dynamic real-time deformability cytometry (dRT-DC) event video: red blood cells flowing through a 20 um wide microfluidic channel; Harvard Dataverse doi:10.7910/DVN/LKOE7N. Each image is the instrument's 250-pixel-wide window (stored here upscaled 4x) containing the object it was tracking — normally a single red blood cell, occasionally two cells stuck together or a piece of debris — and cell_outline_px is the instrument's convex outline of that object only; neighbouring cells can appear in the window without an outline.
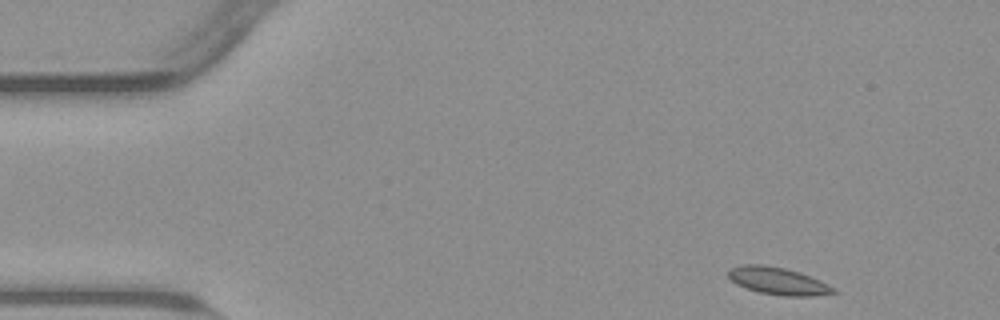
{"species": "common noctule bat (a hibernating species)", "species_latin": "Nyctalus noctula", "temperature_condition": "warm", "stored_images_in_passage": 50, "camera_frame_rate_fps": 3000, "um_per_image_px": 0.085, "animal": {"sex": "male", "body_mass_g": 23.1, "forearm_length_mm": 52.7}, "frame": {"image": 1, "passage_image": 1, "time_ms": 0.0, "image_size_px": [1000, 320], "cell_outline_px": [[840, 292], [816, 296], [784, 296], [760, 292], [736, 284], [728, 276], [728, 272], [732, 268], [740, 264], [764, 264], [784, 268], [800, 272], [820, 280], [836, 288]], "centroid_in_image_um": [66.19, 23.88], "position_along_channel_um": 18.8, "area_um2": 16.82}}
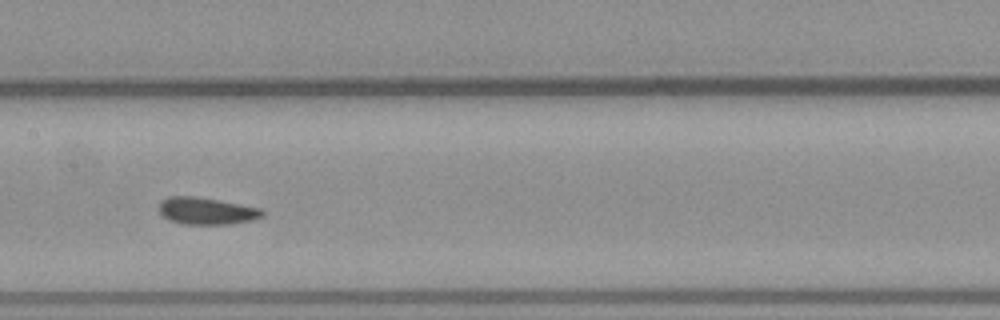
{"frame": {"image": 2, "passage_image": 22, "time_ms": 7.0, "image_size_px": [1000, 320], "cell_outline_px": [[264, 216], [252, 220], [232, 224], [184, 224], [168, 220], [160, 212], [160, 200], [168, 196], [196, 196], [260, 208], [264, 212]], "centroid_in_image_um": [17.54, 17.93], "position_along_channel_um": 189.9, "area_um2": 16.24}}
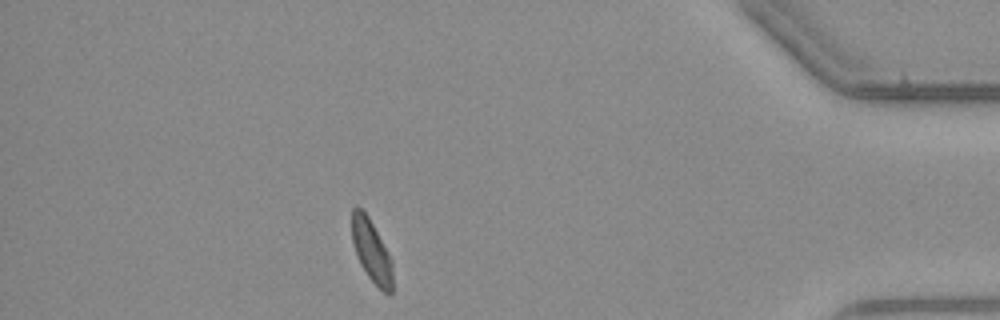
{"frame": {"image": 3, "passage_image": 43, "time_ms": 14.0, "image_size_px": [1000, 320], "cell_outline_px": [[392, 292], [388, 296], [368, 276], [360, 264], [352, 240], [352, 208], [356, 204], [368, 216], [392, 260]], "centroid_in_image_um": [31.57, 21.33], "position_along_channel_um": 403.6, "area_um2": 14.57}, "authors_computed_cell_mechanics": {"area_um2": 16.1262, "velocity_mm_per_s": 3.7762, "shape_relaxation_time_tau1_ms": 4.948, "shape_relaxation_time_tau2_ms": 1.687, "deformation_change_tau1": 0.0942, "deformation_change_tau2": 0.0486}}